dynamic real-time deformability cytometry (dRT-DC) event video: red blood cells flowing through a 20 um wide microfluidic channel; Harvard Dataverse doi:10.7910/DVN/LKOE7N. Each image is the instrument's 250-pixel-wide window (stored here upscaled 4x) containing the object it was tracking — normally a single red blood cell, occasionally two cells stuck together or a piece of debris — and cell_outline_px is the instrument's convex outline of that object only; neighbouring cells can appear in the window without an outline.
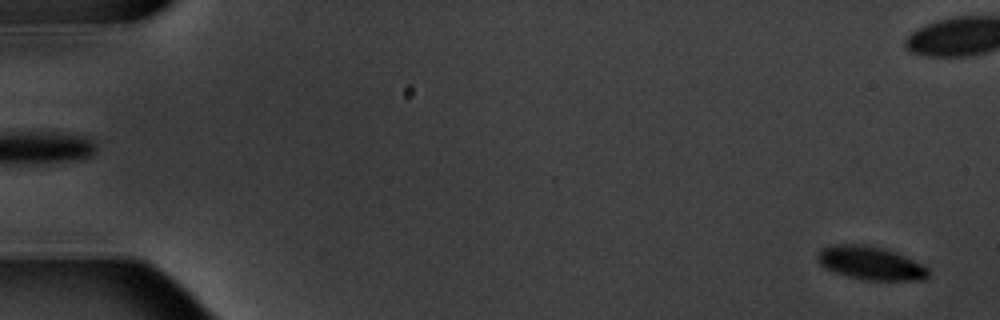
{"species": "common noctule bat (a hibernating species)", "species_latin": "Nyctalus noctula", "temperature_condition": "warm", "stored_images_in_passage": 6, "camera_frame_rate_fps": 3000, "um_per_image_px": 0.085, "animal": {"sex": "male", "body_mass_g": 20.1, "forearm_length_mm": 53.5}, "frame": {"image": 1, "passage_image": 6, "time_ms": 5.667, "image_size_px": [1000, 320], "cell_outline_px": [[928, 276], [924, 280], [860, 280], [824, 268], [816, 260], [816, 256], [820, 248], [832, 244], [864, 244], [884, 248], [896, 252], [924, 264], [928, 268]], "centroid_in_image_um": [73.98, 22.35], "position_along_channel_um": 11.0, "area_um2": 21.91}}